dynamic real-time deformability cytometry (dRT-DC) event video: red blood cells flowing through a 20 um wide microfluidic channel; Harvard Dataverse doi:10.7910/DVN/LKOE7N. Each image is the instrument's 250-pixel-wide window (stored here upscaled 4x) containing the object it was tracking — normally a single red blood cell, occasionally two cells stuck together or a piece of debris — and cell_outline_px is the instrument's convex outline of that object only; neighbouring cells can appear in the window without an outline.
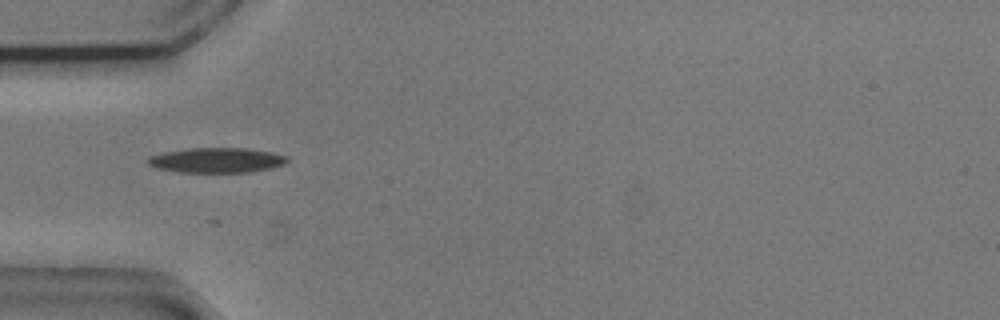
{"species": "common noctule bat (a hibernating species)", "species_latin": "Nyctalus noctula", "temperature_condition": "cold", "stored_images_in_passage": 19, "camera_frame_rate_fps": 3000, "um_per_image_px": 0.085, "animal": {"sex": "male", "body_mass_g": 20.5, "forearm_length_mm": 52.5}, "frame": {"image": 1, "passage_image": 1, "time_ms": 0.0, "image_size_px": [1000, 320], "cell_outline_px": [[288, 160], [284, 164], [272, 168], [252, 172], [180, 172], [156, 168], [148, 164], [148, 156], [164, 152], [192, 148], [248, 148], [272, 152], [288, 156]], "centroid_in_image_um": [18.44, 13.62], "position_along_channel_um": 66.6, "area_um2": 20.35}}